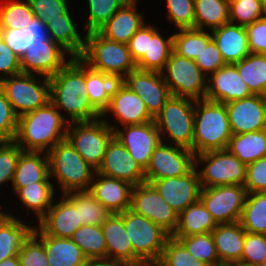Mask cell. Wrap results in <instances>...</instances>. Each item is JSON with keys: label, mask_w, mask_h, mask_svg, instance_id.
Instances as JSON below:
<instances>
[{"label": "cell", "mask_w": 266, "mask_h": 266, "mask_svg": "<svg viewBox=\"0 0 266 266\" xmlns=\"http://www.w3.org/2000/svg\"><path fill=\"white\" fill-rule=\"evenodd\" d=\"M232 132L225 104L201 99L195 101L193 153L227 149Z\"/></svg>", "instance_id": "cell-3"}, {"label": "cell", "mask_w": 266, "mask_h": 266, "mask_svg": "<svg viewBox=\"0 0 266 266\" xmlns=\"http://www.w3.org/2000/svg\"><path fill=\"white\" fill-rule=\"evenodd\" d=\"M118 80L109 74L95 71L85 64L86 95L92 107L102 115L108 108L113 88Z\"/></svg>", "instance_id": "cell-35"}, {"label": "cell", "mask_w": 266, "mask_h": 266, "mask_svg": "<svg viewBox=\"0 0 266 266\" xmlns=\"http://www.w3.org/2000/svg\"><path fill=\"white\" fill-rule=\"evenodd\" d=\"M34 17L28 0L9 1L0 6V29L26 28Z\"/></svg>", "instance_id": "cell-45"}, {"label": "cell", "mask_w": 266, "mask_h": 266, "mask_svg": "<svg viewBox=\"0 0 266 266\" xmlns=\"http://www.w3.org/2000/svg\"><path fill=\"white\" fill-rule=\"evenodd\" d=\"M65 53L68 54L52 39L45 41L44 45L31 46L20 58L21 72L28 74L36 72L37 75L50 78L69 62L65 61Z\"/></svg>", "instance_id": "cell-22"}, {"label": "cell", "mask_w": 266, "mask_h": 266, "mask_svg": "<svg viewBox=\"0 0 266 266\" xmlns=\"http://www.w3.org/2000/svg\"><path fill=\"white\" fill-rule=\"evenodd\" d=\"M226 64H234L250 54L245 26L227 23L211 31Z\"/></svg>", "instance_id": "cell-29"}, {"label": "cell", "mask_w": 266, "mask_h": 266, "mask_svg": "<svg viewBox=\"0 0 266 266\" xmlns=\"http://www.w3.org/2000/svg\"><path fill=\"white\" fill-rule=\"evenodd\" d=\"M136 2L127 1L97 32L108 40L127 44L145 24L142 14L137 11Z\"/></svg>", "instance_id": "cell-27"}, {"label": "cell", "mask_w": 266, "mask_h": 266, "mask_svg": "<svg viewBox=\"0 0 266 266\" xmlns=\"http://www.w3.org/2000/svg\"><path fill=\"white\" fill-rule=\"evenodd\" d=\"M88 23L84 24L87 33L98 31L129 0H87Z\"/></svg>", "instance_id": "cell-47"}, {"label": "cell", "mask_w": 266, "mask_h": 266, "mask_svg": "<svg viewBox=\"0 0 266 266\" xmlns=\"http://www.w3.org/2000/svg\"><path fill=\"white\" fill-rule=\"evenodd\" d=\"M33 234L44 245L49 266H86L88 259L80 247L70 238H58L44 234L34 226Z\"/></svg>", "instance_id": "cell-28"}, {"label": "cell", "mask_w": 266, "mask_h": 266, "mask_svg": "<svg viewBox=\"0 0 266 266\" xmlns=\"http://www.w3.org/2000/svg\"><path fill=\"white\" fill-rule=\"evenodd\" d=\"M195 100L173 96L165 102L160 113L154 118L162 135H169L176 146L193 152Z\"/></svg>", "instance_id": "cell-6"}, {"label": "cell", "mask_w": 266, "mask_h": 266, "mask_svg": "<svg viewBox=\"0 0 266 266\" xmlns=\"http://www.w3.org/2000/svg\"><path fill=\"white\" fill-rule=\"evenodd\" d=\"M207 79L205 99L226 104L251 96L234 64H226Z\"/></svg>", "instance_id": "cell-24"}, {"label": "cell", "mask_w": 266, "mask_h": 266, "mask_svg": "<svg viewBox=\"0 0 266 266\" xmlns=\"http://www.w3.org/2000/svg\"><path fill=\"white\" fill-rule=\"evenodd\" d=\"M0 36L7 46L21 58L26 52V28L0 29Z\"/></svg>", "instance_id": "cell-59"}, {"label": "cell", "mask_w": 266, "mask_h": 266, "mask_svg": "<svg viewBox=\"0 0 266 266\" xmlns=\"http://www.w3.org/2000/svg\"><path fill=\"white\" fill-rule=\"evenodd\" d=\"M54 190L51 182H35L21 187L16 194L22 204L30 211L34 210L40 220L52 205Z\"/></svg>", "instance_id": "cell-42"}, {"label": "cell", "mask_w": 266, "mask_h": 266, "mask_svg": "<svg viewBox=\"0 0 266 266\" xmlns=\"http://www.w3.org/2000/svg\"><path fill=\"white\" fill-rule=\"evenodd\" d=\"M89 68L114 76L121 81L136 69L127 44L111 41L97 31L85 34V45L79 57Z\"/></svg>", "instance_id": "cell-4"}, {"label": "cell", "mask_w": 266, "mask_h": 266, "mask_svg": "<svg viewBox=\"0 0 266 266\" xmlns=\"http://www.w3.org/2000/svg\"><path fill=\"white\" fill-rule=\"evenodd\" d=\"M63 116L50 101L44 107L20 116L14 142L23 151H50L66 138L69 123Z\"/></svg>", "instance_id": "cell-2"}, {"label": "cell", "mask_w": 266, "mask_h": 266, "mask_svg": "<svg viewBox=\"0 0 266 266\" xmlns=\"http://www.w3.org/2000/svg\"><path fill=\"white\" fill-rule=\"evenodd\" d=\"M65 195L79 208L80 221H83V225L102 226L112 214L89 190L73 191Z\"/></svg>", "instance_id": "cell-41"}, {"label": "cell", "mask_w": 266, "mask_h": 266, "mask_svg": "<svg viewBox=\"0 0 266 266\" xmlns=\"http://www.w3.org/2000/svg\"><path fill=\"white\" fill-rule=\"evenodd\" d=\"M222 266H257V265H251V264H247V263L239 261V262H232V263L224 264Z\"/></svg>", "instance_id": "cell-63"}, {"label": "cell", "mask_w": 266, "mask_h": 266, "mask_svg": "<svg viewBox=\"0 0 266 266\" xmlns=\"http://www.w3.org/2000/svg\"><path fill=\"white\" fill-rule=\"evenodd\" d=\"M119 215L123 218L134 254L144 264L158 262L170 235L160 226L131 209Z\"/></svg>", "instance_id": "cell-8"}, {"label": "cell", "mask_w": 266, "mask_h": 266, "mask_svg": "<svg viewBox=\"0 0 266 266\" xmlns=\"http://www.w3.org/2000/svg\"><path fill=\"white\" fill-rule=\"evenodd\" d=\"M88 261L106 260V241L101 226L82 225L70 238Z\"/></svg>", "instance_id": "cell-40"}, {"label": "cell", "mask_w": 266, "mask_h": 266, "mask_svg": "<svg viewBox=\"0 0 266 266\" xmlns=\"http://www.w3.org/2000/svg\"><path fill=\"white\" fill-rule=\"evenodd\" d=\"M0 89L18 117L44 107L50 101V82L38 83L33 74L19 73L0 80Z\"/></svg>", "instance_id": "cell-10"}, {"label": "cell", "mask_w": 266, "mask_h": 266, "mask_svg": "<svg viewBox=\"0 0 266 266\" xmlns=\"http://www.w3.org/2000/svg\"><path fill=\"white\" fill-rule=\"evenodd\" d=\"M20 266H49L43 243L32 233L19 254Z\"/></svg>", "instance_id": "cell-52"}, {"label": "cell", "mask_w": 266, "mask_h": 266, "mask_svg": "<svg viewBox=\"0 0 266 266\" xmlns=\"http://www.w3.org/2000/svg\"><path fill=\"white\" fill-rule=\"evenodd\" d=\"M194 28L209 32L230 22L229 4L225 0H194Z\"/></svg>", "instance_id": "cell-38"}, {"label": "cell", "mask_w": 266, "mask_h": 266, "mask_svg": "<svg viewBox=\"0 0 266 266\" xmlns=\"http://www.w3.org/2000/svg\"><path fill=\"white\" fill-rule=\"evenodd\" d=\"M121 81L140 96L153 119L160 113L165 102L172 95L161 72L144 71L136 68Z\"/></svg>", "instance_id": "cell-17"}, {"label": "cell", "mask_w": 266, "mask_h": 266, "mask_svg": "<svg viewBox=\"0 0 266 266\" xmlns=\"http://www.w3.org/2000/svg\"><path fill=\"white\" fill-rule=\"evenodd\" d=\"M250 53L266 54V16L245 26Z\"/></svg>", "instance_id": "cell-57"}, {"label": "cell", "mask_w": 266, "mask_h": 266, "mask_svg": "<svg viewBox=\"0 0 266 266\" xmlns=\"http://www.w3.org/2000/svg\"><path fill=\"white\" fill-rule=\"evenodd\" d=\"M199 161L205 163V167L198 172L201 188L245 184L247 165L228 149L195 155L196 168Z\"/></svg>", "instance_id": "cell-11"}, {"label": "cell", "mask_w": 266, "mask_h": 266, "mask_svg": "<svg viewBox=\"0 0 266 266\" xmlns=\"http://www.w3.org/2000/svg\"><path fill=\"white\" fill-rule=\"evenodd\" d=\"M101 118L93 121L71 122L66 133V139L73 148L96 171L101 166L106 147L114 136V131L108 122Z\"/></svg>", "instance_id": "cell-7"}, {"label": "cell", "mask_w": 266, "mask_h": 266, "mask_svg": "<svg viewBox=\"0 0 266 266\" xmlns=\"http://www.w3.org/2000/svg\"><path fill=\"white\" fill-rule=\"evenodd\" d=\"M109 126L117 138L130 153V156L144 169L148 167L154 149L162 141L155 121L140 125H126L122 130L116 125Z\"/></svg>", "instance_id": "cell-16"}, {"label": "cell", "mask_w": 266, "mask_h": 266, "mask_svg": "<svg viewBox=\"0 0 266 266\" xmlns=\"http://www.w3.org/2000/svg\"><path fill=\"white\" fill-rule=\"evenodd\" d=\"M34 17L41 20L60 17L68 8L67 0H28Z\"/></svg>", "instance_id": "cell-56"}, {"label": "cell", "mask_w": 266, "mask_h": 266, "mask_svg": "<svg viewBox=\"0 0 266 266\" xmlns=\"http://www.w3.org/2000/svg\"><path fill=\"white\" fill-rule=\"evenodd\" d=\"M234 65L252 95L266 96V54L250 53Z\"/></svg>", "instance_id": "cell-37"}, {"label": "cell", "mask_w": 266, "mask_h": 266, "mask_svg": "<svg viewBox=\"0 0 266 266\" xmlns=\"http://www.w3.org/2000/svg\"><path fill=\"white\" fill-rule=\"evenodd\" d=\"M244 187L247 193L266 192V156L247 165Z\"/></svg>", "instance_id": "cell-55"}, {"label": "cell", "mask_w": 266, "mask_h": 266, "mask_svg": "<svg viewBox=\"0 0 266 266\" xmlns=\"http://www.w3.org/2000/svg\"><path fill=\"white\" fill-rule=\"evenodd\" d=\"M247 191L244 185L201 188L200 200L217 224L235 223L241 218Z\"/></svg>", "instance_id": "cell-13"}, {"label": "cell", "mask_w": 266, "mask_h": 266, "mask_svg": "<svg viewBox=\"0 0 266 266\" xmlns=\"http://www.w3.org/2000/svg\"><path fill=\"white\" fill-rule=\"evenodd\" d=\"M50 102L70 116L68 123L93 121L101 115L89 103L86 95L85 63L79 57L69 62L49 78Z\"/></svg>", "instance_id": "cell-1"}, {"label": "cell", "mask_w": 266, "mask_h": 266, "mask_svg": "<svg viewBox=\"0 0 266 266\" xmlns=\"http://www.w3.org/2000/svg\"><path fill=\"white\" fill-rule=\"evenodd\" d=\"M50 39L45 21L33 17L30 24L26 27V47L44 45V42Z\"/></svg>", "instance_id": "cell-60"}, {"label": "cell", "mask_w": 266, "mask_h": 266, "mask_svg": "<svg viewBox=\"0 0 266 266\" xmlns=\"http://www.w3.org/2000/svg\"><path fill=\"white\" fill-rule=\"evenodd\" d=\"M19 117L0 89V142L14 141Z\"/></svg>", "instance_id": "cell-53"}, {"label": "cell", "mask_w": 266, "mask_h": 266, "mask_svg": "<svg viewBox=\"0 0 266 266\" xmlns=\"http://www.w3.org/2000/svg\"><path fill=\"white\" fill-rule=\"evenodd\" d=\"M216 221L199 199L178 215V225L172 236H192L212 232Z\"/></svg>", "instance_id": "cell-34"}, {"label": "cell", "mask_w": 266, "mask_h": 266, "mask_svg": "<svg viewBox=\"0 0 266 266\" xmlns=\"http://www.w3.org/2000/svg\"><path fill=\"white\" fill-rule=\"evenodd\" d=\"M96 172L128 182L133 186L145 182V170L130 156L124 145L114 136L109 141L103 162Z\"/></svg>", "instance_id": "cell-18"}, {"label": "cell", "mask_w": 266, "mask_h": 266, "mask_svg": "<svg viewBox=\"0 0 266 266\" xmlns=\"http://www.w3.org/2000/svg\"><path fill=\"white\" fill-rule=\"evenodd\" d=\"M19 73H21L20 58L7 46L0 36V80Z\"/></svg>", "instance_id": "cell-58"}, {"label": "cell", "mask_w": 266, "mask_h": 266, "mask_svg": "<svg viewBox=\"0 0 266 266\" xmlns=\"http://www.w3.org/2000/svg\"><path fill=\"white\" fill-rule=\"evenodd\" d=\"M101 228L106 241V260L120 261L132 266L144 264L134 254L123 218L119 214H111Z\"/></svg>", "instance_id": "cell-26"}, {"label": "cell", "mask_w": 266, "mask_h": 266, "mask_svg": "<svg viewBox=\"0 0 266 266\" xmlns=\"http://www.w3.org/2000/svg\"><path fill=\"white\" fill-rule=\"evenodd\" d=\"M227 149L248 165L266 156V129L232 134Z\"/></svg>", "instance_id": "cell-36"}, {"label": "cell", "mask_w": 266, "mask_h": 266, "mask_svg": "<svg viewBox=\"0 0 266 266\" xmlns=\"http://www.w3.org/2000/svg\"><path fill=\"white\" fill-rule=\"evenodd\" d=\"M49 175L56 177L62 194L88 191L96 170L87 163L65 138L47 152Z\"/></svg>", "instance_id": "cell-5"}, {"label": "cell", "mask_w": 266, "mask_h": 266, "mask_svg": "<svg viewBox=\"0 0 266 266\" xmlns=\"http://www.w3.org/2000/svg\"><path fill=\"white\" fill-rule=\"evenodd\" d=\"M61 201L50 206L37 226L44 234L71 238L72 234L83 225L80 221L79 208L65 195Z\"/></svg>", "instance_id": "cell-23"}, {"label": "cell", "mask_w": 266, "mask_h": 266, "mask_svg": "<svg viewBox=\"0 0 266 266\" xmlns=\"http://www.w3.org/2000/svg\"><path fill=\"white\" fill-rule=\"evenodd\" d=\"M142 266H161L158 262H154V263H145Z\"/></svg>", "instance_id": "cell-64"}, {"label": "cell", "mask_w": 266, "mask_h": 266, "mask_svg": "<svg viewBox=\"0 0 266 266\" xmlns=\"http://www.w3.org/2000/svg\"><path fill=\"white\" fill-rule=\"evenodd\" d=\"M168 19L173 21L178 29L194 28V0H166Z\"/></svg>", "instance_id": "cell-51"}, {"label": "cell", "mask_w": 266, "mask_h": 266, "mask_svg": "<svg viewBox=\"0 0 266 266\" xmlns=\"http://www.w3.org/2000/svg\"><path fill=\"white\" fill-rule=\"evenodd\" d=\"M211 233L221 265L241 261L246 231L239 221L217 224Z\"/></svg>", "instance_id": "cell-30"}, {"label": "cell", "mask_w": 266, "mask_h": 266, "mask_svg": "<svg viewBox=\"0 0 266 266\" xmlns=\"http://www.w3.org/2000/svg\"><path fill=\"white\" fill-rule=\"evenodd\" d=\"M158 263L161 266H208L203 261L196 260L176 238L170 236Z\"/></svg>", "instance_id": "cell-48"}, {"label": "cell", "mask_w": 266, "mask_h": 266, "mask_svg": "<svg viewBox=\"0 0 266 266\" xmlns=\"http://www.w3.org/2000/svg\"><path fill=\"white\" fill-rule=\"evenodd\" d=\"M264 16H266V0H240L229 6L232 24L247 26Z\"/></svg>", "instance_id": "cell-46"}, {"label": "cell", "mask_w": 266, "mask_h": 266, "mask_svg": "<svg viewBox=\"0 0 266 266\" xmlns=\"http://www.w3.org/2000/svg\"><path fill=\"white\" fill-rule=\"evenodd\" d=\"M161 73L173 96L195 101L205 99L208 77L203 74L194 60L172 51Z\"/></svg>", "instance_id": "cell-12"}, {"label": "cell", "mask_w": 266, "mask_h": 266, "mask_svg": "<svg viewBox=\"0 0 266 266\" xmlns=\"http://www.w3.org/2000/svg\"><path fill=\"white\" fill-rule=\"evenodd\" d=\"M172 237L178 239L196 260L203 261L208 266H222L211 232L192 236Z\"/></svg>", "instance_id": "cell-44"}, {"label": "cell", "mask_w": 266, "mask_h": 266, "mask_svg": "<svg viewBox=\"0 0 266 266\" xmlns=\"http://www.w3.org/2000/svg\"><path fill=\"white\" fill-rule=\"evenodd\" d=\"M225 106L232 134L266 129V96L251 95Z\"/></svg>", "instance_id": "cell-19"}, {"label": "cell", "mask_w": 266, "mask_h": 266, "mask_svg": "<svg viewBox=\"0 0 266 266\" xmlns=\"http://www.w3.org/2000/svg\"><path fill=\"white\" fill-rule=\"evenodd\" d=\"M23 150L14 142H0V185L13 182L18 159Z\"/></svg>", "instance_id": "cell-50"}, {"label": "cell", "mask_w": 266, "mask_h": 266, "mask_svg": "<svg viewBox=\"0 0 266 266\" xmlns=\"http://www.w3.org/2000/svg\"><path fill=\"white\" fill-rule=\"evenodd\" d=\"M0 266H20L18 256H13L8 259H4L0 262Z\"/></svg>", "instance_id": "cell-62"}, {"label": "cell", "mask_w": 266, "mask_h": 266, "mask_svg": "<svg viewBox=\"0 0 266 266\" xmlns=\"http://www.w3.org/2000/svg\"><path fill=\"white\" fill-rule=\"evenodd\" d=\"M111 112L122 126L140 125L154 121L148 113L144 101L122 81L115 84L109 106L101 117H105Z\"/></svg>", "instance_id": "cell-21"}, {"label": "cell", "mask_w": 266, "mask_h": 266, "mask_svg": "<svg viewBox=\"0 0 266 266\" xmlns=\"http://www.w3.org/2000/svg\"><path fill=\"white\" fill-rule=\"evenodd\" d=\"M203 74L210 75L226 65L216 43L213 39L202 49L200 55L194 60Z\"/></svg>", "instance_id": "cell-54"}, {"label": "cell", "mask_w": 266, "mask_h": 266, "mask_svg": "<svg viewBox=\"0 0 266 266\" xmlns=\"http://www.w3.org/2000/svg\"><path fill=\"white\" fill-rule=\"evenodd\" d=\"M212 40V35L206 30L196 28L179 29L173 34V51L180 56L195 60Z\"/></svg>", "instance_id": "cell-43"}, {"label": "cell", "mask_w": 266, "mask_h": 266, "mask_svg": "<svg viewBox=\"0 0 266 266\" xmlns=\"http://www.w3.org/2000/svg\"><path fill=\"white\" fill-rule=\"evenodd\" d=\"M132 189L128 182L96 172L89 191L112 214H119L131 208Z\"/></svg>", "instance_id": "cell-25"}, {"label": "cell", "mask_w": 266, "mask_h": 266, "mask_svg": "<svg viewBox=\"0 0 266 266\" xmlns=\"http://www.w3.org/2000/svg\"><path fill=\"white\" fill-rule=\"evenodd\" d=\"M239 222L246 232L266 235V192L247 193Z\"/></svg>", "instance_id": "cell-39"}, {"label": "cell", "mask_w": 266, "mask_h": 266, "mask_svg": "<svg viewBox=\"0 0 266 266\" xmlns=\"http://www.w3.org/2000/svg\"><path fill=\"white\" fill-rule=\"evenodd\" d=\"M127 46L137 69L163 72L173 51V35L165 40L155 27L143 24Z\"/></svg>", "instance_id": "cell-9"}, {"label": "cell", "mask_w": 266, "mask_h": 266, "mask_svg": "<svg viewBox=\"0 0 266 266\" xmlns=\"http://www.w3.org/2000/svg\"><path fill=\"white\" fill-rule=\"evenodd\" d=\"M2 208V206H0V209ZM8 214L6 213H4V212H2L1 210H0V222L2 221V219L5 217V216H7Z\"/></svg>", "instance_id": "cell-65"}, {"label": "cell", "mask_w": 266, "mask_h": 266, "mask_svg": "<svg viewBox=\"0 0 266 266\" xmlns=\"http://www.w3.org/2000/svg\"><path fill=\"white\" fill-rule=\"evenodd\" d=\"M241 262L257 266L266 262V235L245 233Z\"/></svg>", "instance_id": "cell-49"}, {"label": "cell", "mask_w": 266, "mask_h": 266, "mask_svg": "<svg viewBox=\"0 0 266 266\" xmlns=\"http://www.w3.org/2000/svg\"><path fill=\"white\" fill-rule=\"evenodd\" d=\"M130 209L160 226L170 236L176 231L177 212L163 199L151 183L144 182L133 186Z\"/></svg>", "instance_id": "cell-14"}, {"label": "cell", "mask_w": 266, "mask_h": 266, "mask_svg": "<svg viewBox=\"0 0 266 266\" xmlns=\"http://www.w3.org/2000/svg\"><path fill=\"white\" fill-rule=\"evenodd\" d=\"M162 140L154 149L148 167L145 170V182L170 177H181L195 167V154L180 146H170Z\"/></svg>", "instance_id": "cell-15"}, {"label": "cell", "mask_w": 266, "mask_h": 266, "mask_svg": "<svg viewBox=\"0 0 266 266\" xmlns=\"http://www.w3.org/2000/svg\"><path fill=\"white\" fill-rule=\"evenodd\" d=\"M86 266H132V265L113 260H93L89 261Z\"/></svg>", "instance_id": "cell-61"}, {"label": "cell", "mask_w": 266, "mask_h": 266, "mask_svg": "<svg viewBox=\"0 0 266 266\" xmlns=\"http://www.w3.org/2000/svg\"><path fill=\"white\" fill-rule=\"evenodd\" d=\"M23 151L17 162L14 179L11 183L16 193L21 187L35 182H50L47 152Z\"/></svg>", "instance_id": "cell-31"}, {"label": "cell", "mask_w": 266, "mask_h": 266, "mask_svg": "<svg viewBox=\"0 0 266 266\" xmlns=\"http://www.w3.org/2000/svg\"><path fill=\"white\" fill-rule=\"evenodd\" d=\"M228 4H229V6L231 5V4H233V3H235V2H237V1H240V0H225Z\"/></svg>", "instance_id": "cell-66"}, {"label": "cell", "mask_w": 266, "mask_h": 266, "mask_svg": "<svg viewBox=\"0 0 266 266\" xmlns=\"http://www.w3.org/2000/svg\"><path fill=\"white\" fill-rule=\"evenodd\" d=\"M50 38L66 50L70 57H80L84 50L85 37L77 32L68 9L60 17L45 20Z\"/></svg>", "instance_id": "cell-32"}, {"label": "cell", "mask_w": 266, "mask_h": 266, "mask_svg": "<svg viewBox=\"0 0 266 266\" xmlns=\"http://www.w3.org/2000/svg\"><path fill=\"white\" fill-rule=\"evenodd\" d=\"M33 231V226L27 225L14 215L5 216L0 222V262L17 256Z\"/></svg>", "instance_id": "cell-33"}, {"label": "cell", "mask_w": 266, "mask_h": 266, "mask_svg": "<svg viewBox=\"0 0 266 266\" xmlns=\"http://www.w3.org/2000/svg\"><path fill=\"white\" fill-rule=\"evenodd\" d=\"M196 169L194 167L189 173L181 177L163 178L151 182L178 215L200 198L201 185Z\"/></svg>", "instance_id": "cell-20"}]
</instances>
